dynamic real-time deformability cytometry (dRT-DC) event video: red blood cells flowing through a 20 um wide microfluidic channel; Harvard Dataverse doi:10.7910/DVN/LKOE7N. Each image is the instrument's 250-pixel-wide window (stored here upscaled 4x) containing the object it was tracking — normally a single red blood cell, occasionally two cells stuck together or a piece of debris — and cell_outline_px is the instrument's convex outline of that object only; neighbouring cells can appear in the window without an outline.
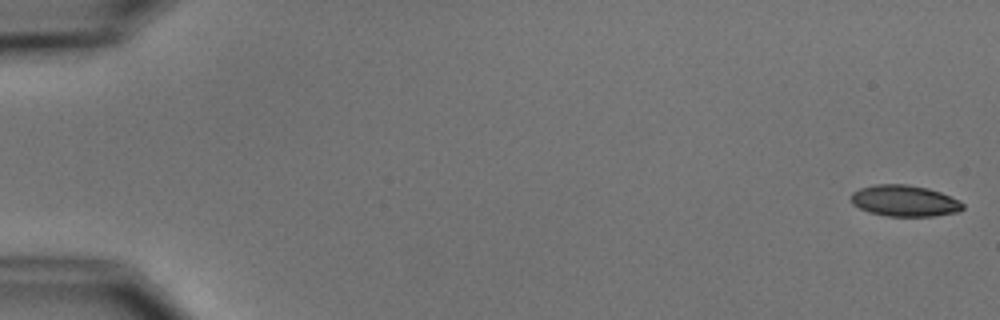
{"species": "common noctule bat (a hibernating species)", "species_latin": "Nyctalus noctula", "temperature_condition": "cold", "stored_images_in_passage": 6, "camera_frame_rate_fps": 3000, "um_per_image_px": 0.085, "animal": {"sex": "male", "body_mass_g": 15.6}, "frame": {"image": 1, "passage_image": 1, "time_ms": 0.0, "image_size_px": [1000, 320], "cell_outline_px": [[964, 208], [960, 212], [936, 216], [888, 216], [868, 212], [852, 204], [852, 192], [860, 188], [876, 184], [908, 184], [928, 188], [940, 192], [960, 200], [964, 204]], "centroid_in_image_um": [76.92, 17.07], "position_along_channel_um": 8.1, "area_um2": 20.52}}
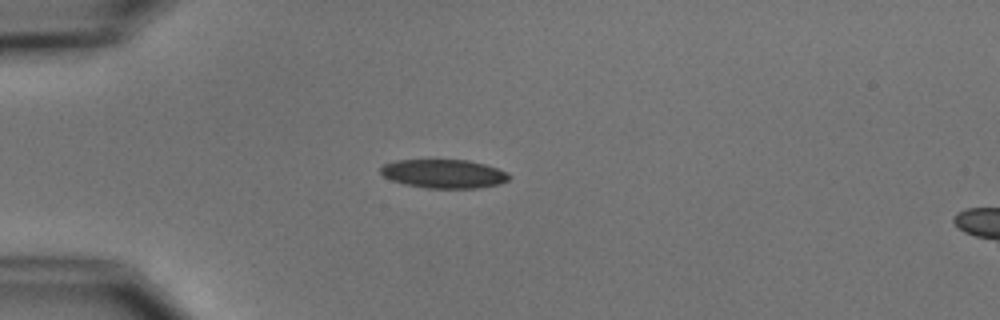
{"frame": {"image": 2, "passage_image": 5, "time_ms": 4.667, "image_size_px": [1000, 320], "cell_outline_px": [[512, 176], [508, 180], [500, 184], [480, 188], [428, 188], [404, 184], [392, 180], [384, 176], [380, 172], [380, 168], [384, 164], [396, 160], [468, 160], [484, 164], [508, 172]], "centroid_in_image_um": [37.75, 14.77], "position_along_channel_um": 47.2, "area_um2": 21.56}}